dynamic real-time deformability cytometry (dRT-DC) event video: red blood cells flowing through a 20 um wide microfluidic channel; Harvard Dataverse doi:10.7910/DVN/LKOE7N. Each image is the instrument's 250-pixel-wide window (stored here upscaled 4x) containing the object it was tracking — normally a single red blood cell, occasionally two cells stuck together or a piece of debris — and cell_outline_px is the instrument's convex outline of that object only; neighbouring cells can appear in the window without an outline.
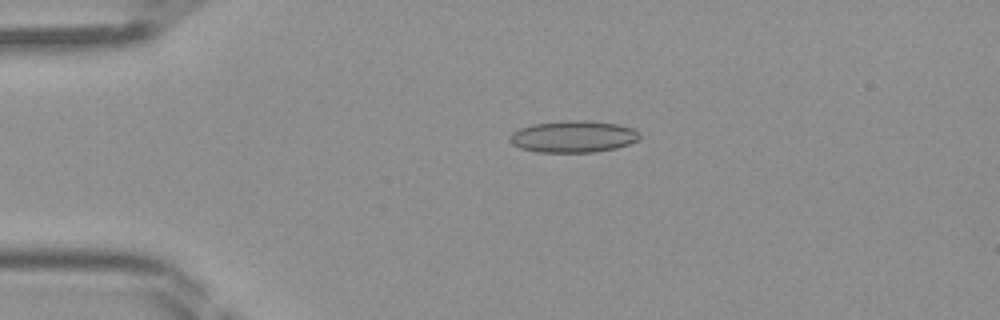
{"species": "Egyptian fruit bat (a non-hibernating species)", "species_latin": "Rousettus aegyptiacus", "temperature_condition": "room temperature", "stored_images_in_passage": 44, "camera_frame_rate_fps": 3000, "um_per_image_px": 0.085, "frame": {"image": 1, "passage_image": 10, "time_ms": 3.0, "image_size_px": [1000, 320], "cell_outline_px": [[640, 136], [636, 140], [628, 144], [616, 148], [596, 152], [536, 152], [520, 148], [512, 144], [508, 140], [508, 136], [512, 132], [520, 128], [532, 124], [564, 120], [588, 120], [616, 124], [632, 128], [640, 132]], "centroid_in_image_um": [48.68, 11.6], "position_along_channel_um": 36.3, "area_um2": 24.22}}
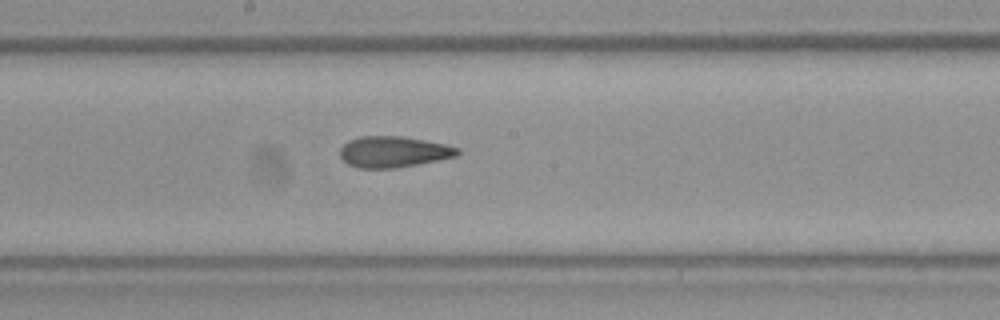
{"frame": {"image": 2, "passage_image": 24, "time_ms": 7.667, "image_size_px": [1000, 320], "cell_outline_px": [[460, 152], [456, 156], [420, 164], [396, 168], [356, 168], [348, 164], [340, 156], [340, 148], [348, 140], [360, 136], [404, 136], [444, 144], [460, 148]], "centroid_in_image_um": [33.43, 12.9], "position_along_channel_um": 214.8, "area_um2": 21.39}}
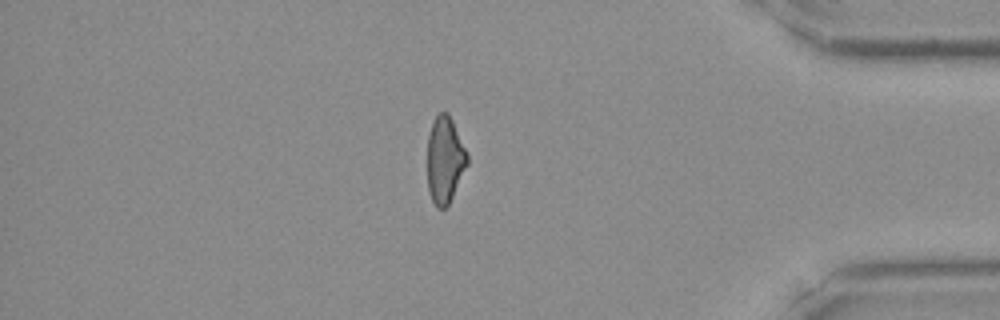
{"frame": {"image": 3, "passage_image": 38, "time_ms": 12.333, "image_size_px": [1000, 320], "cell_outline_px": [[468, 164], [448, 204], [444, 208], [436, 208], [432, 200], [428, 188], [428, 136], [432, 120], [440, 112], [448, 112], [452, 120], [468, 156]], "centroid_in_image_um": [37.8, 13.57], "position_along_channel_um": 397.4, "area_um2": 19.88}}